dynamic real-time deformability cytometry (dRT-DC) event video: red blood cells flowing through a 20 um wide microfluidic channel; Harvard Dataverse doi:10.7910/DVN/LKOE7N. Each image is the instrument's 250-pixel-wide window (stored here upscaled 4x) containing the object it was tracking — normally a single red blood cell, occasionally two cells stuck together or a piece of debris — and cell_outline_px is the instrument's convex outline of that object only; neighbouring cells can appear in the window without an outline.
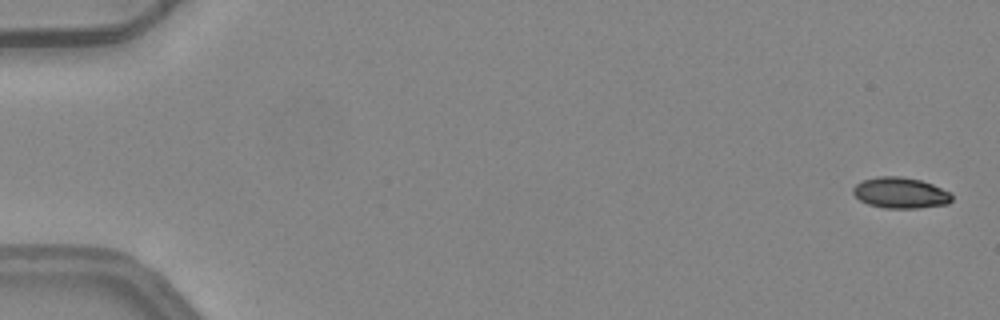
{"species": "common noctule bat (a hibernating species)", "species_latin": "Nyctalus noctula", "temperature_condition": "warm", "stored_images_in_passage": 6, "camera_frame_rate_fps": 3000, "um_per_image_px": 0.085, "animal": {"sex": "female", "body_mass_g": 24.6, "forearm_length_mm": 56.2}, "frame": {"image": 1, "passage_image": 1, "time_ms": 0.0, "image_size_px": [1000, 320], "cell_outline_px": [[952, 200], [948, 204], [920, 208], [884, 208], [868, 204], [860, 200], [852, 192], [852, 188], [856, 184], [864, 180], [880, 176], [900, 176], [920, 180], [932, 184], [948, 192], [952, 196]], "centroid_in_image_um": [76.53, 16.4], "position_along_channel_um": 8.5, "area_um2": 17.69}}
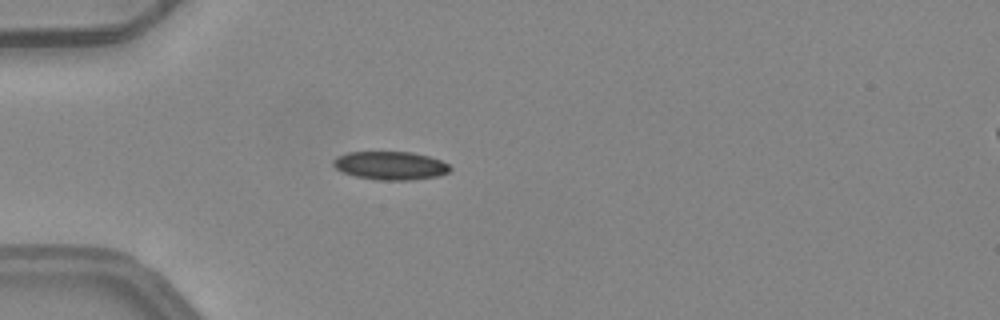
{"frame": {"image": 2, "passage_image": 5, "time_ms": 1.333, "image_size_px": [1000, 320], "cell_outline_px": [[452, 168], [448, 172], [436, 176], [412, 180], [380, 180], [356, 176], [344, 172], [336, 168], [332, 164], [332, 160], [336, 156], [348, 152], [412, 152], [428, 156], [440, 160], [448, 164]], "centroid_in_image_um": [33.17, 14.07], "position_along_channel_um": 51.8, "area_um2": 19.19}}